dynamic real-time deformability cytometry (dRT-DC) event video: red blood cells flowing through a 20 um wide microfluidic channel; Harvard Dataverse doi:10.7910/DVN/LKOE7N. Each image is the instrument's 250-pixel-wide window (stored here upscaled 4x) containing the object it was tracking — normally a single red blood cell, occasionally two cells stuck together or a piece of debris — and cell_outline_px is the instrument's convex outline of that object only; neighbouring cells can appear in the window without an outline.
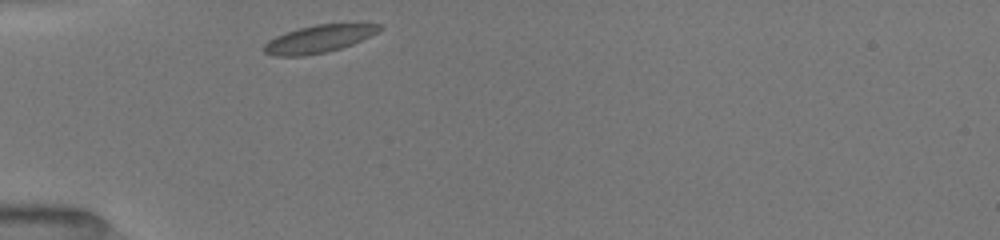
{"species": "common noctule bat (a hibernating species)", "species_latin": "Nyctalus noctula", "temperature_condition": "room temperature", "stored_images_in_passage": 29, "camera_frame_rate_fps": 3000, "um_per_image_px": 0.085, "animal": {"sex": "female", "body_mass_g": 19.5, "forearm_length_mm": 54.1}, "frame": {"image": 1, "passage_image": 1, "time_ms": 0.0, "image_size_px": [1000, 240], "cell_outline_px": [[384, 28], [352, 44], [328, 52], [304, 56], [272, 56], [264, 52], [260, 48], [268, 40], [276, 36], [300, 28], [316, 24], [384, 24]], "centroid_in_image_um": [27.04, 3.32], "position_along_channel_um": 58.0, "area_um2": 18.44}}
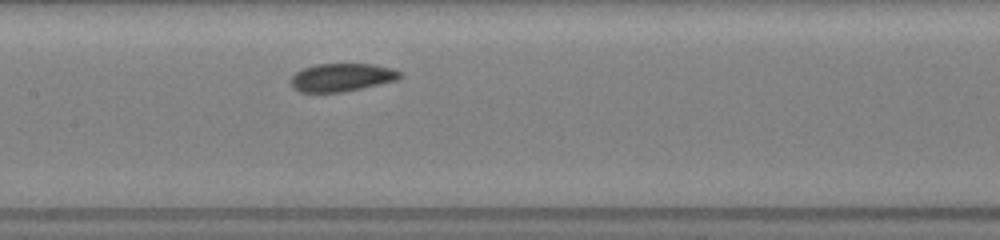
{"frame": {"image": 2, "passage_image": 11, "time_ms": 3.333, "image_size_px": [1000, 240], "cell_outline_px": [[404, 76], [396, 80], [344, 92], [300, 92], [292, 88], [292, 76], [296, 72], [304, 68], [316, 64], [372, 64], [392, 68], [400, 72]], "centroid_in_image_um": [29.06, 6.58], "position_along_channel_um": 178.3, "area_um2": 17.74}}
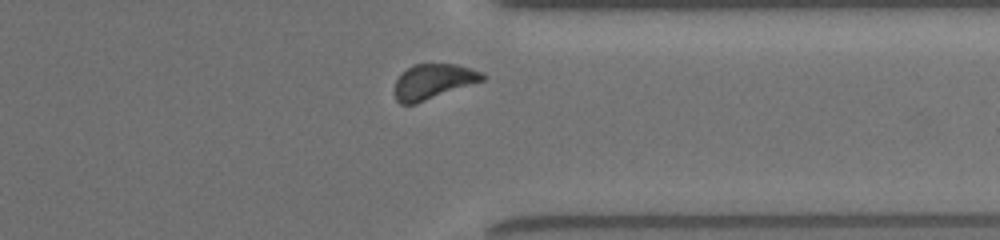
{"frame": {"image": 3, "passage_image": 26, "time_ms": 8.333, "image_size_px": [1000, 240], "cell_outline_px": [[488, 76], [484, 80], [416, 104], [400, 104], [396, 100], [396, 80], [400, 72], [412, 64], [456, 64], [472, 68], [484, 72]], "centroid_in_image_um": [36.85, 6.91], "position_along_channel_um": 374.5, "area_um2": 18.15}, "authors_computed_cell_mechanics": {"area_um2": 18.3226, "velocity_mm_per_s": 3.9422, "shape_relaxation_time_tau1_ms": 1.1273, "shape_relaxation_time_tau2_ms": 6.2765, "deformation_change_tau1": 0.0643, "deformation_change_tau2": 0.096}}